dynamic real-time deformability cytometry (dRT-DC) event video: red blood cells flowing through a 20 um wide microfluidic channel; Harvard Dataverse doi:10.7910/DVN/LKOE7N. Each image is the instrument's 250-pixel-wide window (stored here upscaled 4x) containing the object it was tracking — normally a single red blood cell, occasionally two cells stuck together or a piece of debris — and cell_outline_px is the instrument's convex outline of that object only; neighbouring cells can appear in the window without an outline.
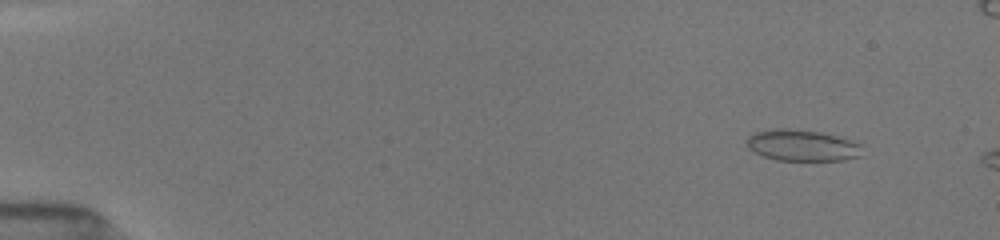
{"species": "common noctule bat (a hibernating species)", "species_latin": "Nyctalus noctula", "temperature_condition": "room temperature", "stored_images_in_passage": 11, "camera_frame_rate_fps": 3000, "um_per_image_px": 0.085, "animal": {"sex": "female", "body_mass_g": 19.5, "forearm_length_mm": 54.1}, "frame": {"image": 1, "passage_image": 5, "time_ms": 1.333, "image_size_px": [1000, 240], "cell_outline_px": [[860, 156], [844, 160], [776, 160], [764, 156], [748, 148], [744, 140], [748, 136], [756, 132], [772, 128], [788, 128], [820, 132], [844, 136], [860, 144]], "centroid_in_image_um": [68.17, 12.34], "position_along_channel_um": 16.8, "area_um2": 21.27}}